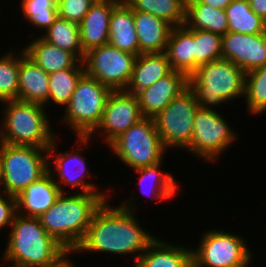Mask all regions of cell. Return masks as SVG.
I'll use <instances>...</instances> for the list:
<instances>
[{
	"label": "cell",
	"instance_id": "cell-1",
	"mask_svg": "<svg viewBox=\"0 0 266 267\" xmlns=\"http://www.w3.org/2000/svg\"><path fill=\"white\" fill-rule=\"evenodd\" d=\"M129 197L130 200L116 208L110 207L106 200L94 214L83 240L72 254L79 251L136 254V263L156 237L140 226L135 218L134 198Z\"/></svg>",
	"mask_w": 266,
	"mask_h": 267
},
{
	"label": "cell",
	"instance_id": "cell-2",
	"mask_svg": "<svg viewBox=\"0 0 266 267\" xmlns=\"http://www.w3.org/2000/svg\"><path fill=\"white\" fill-rule=\"evenodd\" d=\"M107 193H61L52 207L40 217L44 230L67 251L83 240L96 211L109 200Z\"/></svg>",
	"mask_w": 266,
	"mask_h": 267
},
{
	"label": "cell",
	"instance_id": "cell-3",
	"mask_svg": "<svg viewBox=\"0 0 266 267\" xmlns=\"http://www.w3.org/2000/svg\"><path fill=\"white\" fill-rule=\"evenodd\" d=\"M3 259L9 267H46L55 263L67 250L42 227L39 218L16 214Z\"/></svg>",
	"mask_w": 266,
	"mask_h": 267
},
{
	"label": "cell",
	"instance_id": "cell-4",
	"mask_svg": "<svg viewBox=\"0 0 266 267\" xmlns=\"http://www.w3.org/2000/svg\"><path fill=\"white\" fill-rule=\"evenodd\" d=\"M245 74L233 62L221 58L199 66L189 76V88L200 108L212 110L242 95L244 98Z\"/></svg>",
	"mask_w": 266,
	"mask_h": 267
},
{
	"label": "cell",
	"instance_id": "cell-5",
	"mask_svg": "<svg viewBox=\"0 0 266 267\" xmlns=\"http://www.w3.org/2000/svg\"><path fill=\"white\" fill-rule=\"evenodd\" d=\"M0 143L47 149L56 138L43 105L21 100L5 101Z\"/></svg>",
	"mask_w": 266,
	"mask_h": 267
},
{
	"label": "cell",
	"instance_id": "cell-6",
	"mask_svg": "<svg viewBox=\"0 0 266 267\" xmlns=\"http://www.w3.org/2000/svg\"><path fill=\"white\" fill-rule=\"evenodd\" d=\"M2 193L17 197L48 171V151L35 146L0 143Z\"/></svg>",
	"mask_w": 266,
	"mask_h": 267
},
{
	"label": "cell",
	"instance_id": "cell-7",
	"mask_svg": "<svg viewBox=\"0 0 266 267\" xmlns=\"http://www.w3.org/2000/svg\"><path fill=\"white\" fill-rule=\"evenodd\" d=\"M113 90L86 73L80 78L62 118L76 136H89L99 125Z\"/></svg>",
	"mask_w": 266,
	"mask_h": 267
},
{
	"label": "cell",
	"instance_id": "cell-8",
	"mask_svg": "<svg viewBox=\"0 0 266 267\" xmlns=\"http://www.w3.org/2000/svg\"><path fill=\"white\" fill-rule=\"evenodd\" d=\"M108 146L122 163L132 170L161 162L167 151L153 118L146 117L132 125Z\"/></svg>",
	"mask_w": 266,
	"mask_h": 267
},
{
	"label": "cell",
	"instance_id": "cell-9",
	"mask_svg": "<svg viewBox=\"0 0 266 267\" xmlns=\"http://www.w3.org/2000/svg\"><path fill=\"white\" fill-rule=\"evenodd\" d=\"M198 108L196 97L188 87L153 118L156 130L166 149L189 147L194 117Z\"/></svg>",
	"mask_w": 266,
	"mask_h": 267
},
{
	"label": "cell",
	"instance_id": "cell-10",
	"mask_svg": "<svg viewBox=\"0 0 266 267\" xmlns=\"http://www.w3.org/2000/svg\"><path fill=\"white\" fill-rule=\"evenodd\" d=\"M234 133L226 119L215 109L199 107L194 117L190 145L185 151L214 162L235 141L237 134Z\"/></svg>",
	"mask_w": 266,
	"mask_h": 267
},
{
	"label": "cell",
	"instance_id": "cell-11",
	"mask_svg": "<svg viewBox=\"0 0 266 267\" xmlns=\"http://www.w3.org/2000/svg\"><path fill=\"white\" fill-rule=\"evenodd\" d=\"M245 240L224 230H210L202 235L193 253V267H225L251 264L252 252Z\"/></svg>",
	"mask_w": 266,
	"mask_h": 267
},
{
	"label": "cell",
	"instance_id": "cell-12",
	"mask_svg": "<svg viewBox=\"0 0 266 267\" xmlns=\"http://www.w3.org/2000/svg\"><path fill=\"white\" fill-rule=\"evenodd\" d=\"M136 57L137 55L121 51L108 43L86 52L83 64L88 76L112 90H126Z\"/></svg>",
	"mask_w": 266,
	"mask_h": 267
},
{
	"label": "cell",
	"instance_id": "cell-13",
	"mask_svg": "<svg viewBox=\"0 0 266 267\" xmlns=\"http://www.w3.org/2000/svg\"><path fill=\"white\" fill-rule=\"evenodd\" d=\"M144 117L141 114L138 98L135 94L126 90H113L106 102L101 121L97 128L89 136H77L80 145L77 144L78 150L81 146H88L91 137L96 132L104 133L105 144L109 145L122 133L126 132L132 125L137 124Z\"/></svg>",
	"mask_w": 266,
	"mask_h": 267
},
{
	"label": "cell",
	"instance_id": "cell-14",
	"mask_svg": "<svg viewBox=\"0 0 266 267\" xmlns=\"http://www.w3.org/2000/svg\"><path fill=\"white\" fill-rule=\"evenodd\" d=\"M222 57L245 73L266 65V32L243 34L228 31L222 35Z\"/></svg>",
	"mask_w": 266,
	"mask_h": 267
},
{
	"label": "cell",
	"instance_id": "cell-15",
	"mask_svg": "<svg viewBox=\"0 0 266 267\" xmlns=\"http://www.w3.org/2000/svg\"><path fill=\"white\" fill-rule=\"evenodd\" d=\"M56 140L57 139H54L53 143L47 148V151H48V172L51 173V176L53 177L54 182L59 186L61 193H66L63 190V187H62V186H64L63 184H65L67 186L78 187L77 190L80 191V189H81V192H79V193H104V192L98 190V188L96 187V184L94 185L92 182L86 183L84 181V177L86 176L85 174H88V170L86 167L87 163L84 160L83 154L80 155L79 151L75 152V150H74V152H73V150L72 151L69 150V151H65V152L62 151L61 153L57 154L55 151V149L58 148V147H56L57 146L56 142H55ZM50 158L51 159L54 158L53 159V163H54L53 166L55 167V169L53 171H52L51 166H50L51 164H49V163H51ZM86 171H87V173H86ZM52 172L55 175L52 174ZM55 172H57V173H55ZM55 176L59 177V178H57V181H55L56 180Z\"/></svg>",
	"mask_w": 266,
	"mask_h": 267
},
{
	"label": "cell",
	"instance_id": "cell-16",
	"mask_svg": "<svg viewBox=\"0 0 266 267\" xmlns=\"http://www.w3.org/2000/svg\"><path fill=\"white\" fill-rule=\"evenodd\" d=\"M188 87L189 77L185 73L172 70L152 86L136 94L142 116L154 118Z\"/></svg>",
	"mask_w": 266,
	"mask_h": 267
},
{
	"label": "cell",
	"instance_id": "cell-17",
	"mask_svg": "<svg viewBox=\"0 0 266 267\" xmlns=\"http://www.w3.org/2000/svg\"><path fill=\"white\" fill-rule=\"evenodd\" d=\"M60 195L59 186L47 171L16 197L17 213L26 217L39 218L52 207Z\"/></svg>",
	"mask_w": 266,
	"mask_h": 267
},
{
	"label": "cell",
	"instance_id": "cell-18",
	"mask_svg": "<svg viewBox=\"0 0 266 267\" xmlns=\"http://www.w3.org/2000/svg\"><path fill=\"white\" fill-rule=\"evenodd\" d=\"M117 4L114 2L95 1L78 24L80 43L84 53L108 44L110 16Z\"/></svg>",
	"mask_w": 266,
	"mask_h": 267
},
{
	"label": "cell",
	"instance_id": "cell-19",
	"mask_svg": "<svg viewBox=\"0 0 266 267\" xmlns=\"http://www.w3.org/2000/svg\"><path fill=\"white\" fill-rule=\"evenodd\" d=\"M19 55L18 100L46 104L49 97V74L28 58L23 49Z\"/></svg>",
	"mask_w": 266,
	"mask_h": 267
},
{
	"label": "cell",
	"instance_id": "cell-20",
	"mask_svg": "<svg viewBox=\"0 0 266 267\" xmlns=\"http://www.w3.org/2000/svg\"><path fill=\"white\" fill-rule=\"evenodd\" d=\"M135 30L138 36L139 54L163 53L173 26L152 14L134 12Z\"/></svg>",
	"mask_w": 266,
	"mask_h": 267
},
{
	"label": "cell",
	"instance_id": "cell-21",
	"mask_svg": "<svg viewBox=\"0 0 266 267\" xmlns=\"http://www.w3.org/2000/svg\"><path fill=\"white\" fill-rule=\"evenodd\" d=\"M155 238L132 267H193L192 249Z\"/></svg>",
	"mask_w": 266,
	"mask_h": 267
},
{
	"label": "cell",
	"instance_id": "cell-22",
	"mask_svg": "<svg viewBox=\"0 0 266 267\" xmlns=\"http://www.w3.org/2000/svg\"><path fill=\"white\" fill-rule=\"evenodd\" d=\"M23 51L48 74L67 68H84L83 61H80L73 53L49 44L41 37L34 39Z\"/></svg>",
	"mask_w": 266,
	"mask_h": 267
},
{
	"label": "cell",
	"instance_id": "cell-23",
	"mask_svg": "<svg viewBox=\"0 0 266 267\" xmlns=\"http://www.w3.org/2000/svg\"><path fill=\"white\" fill-rule=\"evenodd\" d=\"M108 43L121 51L139 55L134 12L125 3H118L110 16Z\"/></svg>",
	"mask_w": 266,
	"mask_h": 267
},
{
	"label": "cell",
	"instance_id": "cell-24",
	"mask_svg": "<svg viewBox=\"0 0 266 267\" xmlns=\"http://www.w3.org/2000/svg\"><path fill=\"white\" fill-rule=\"evenodd\" d=\"M171 71L172 68L165 52L139 54L136 57L132 77L126 91L136 95Z\"/></svg>",
	"mask_w": 266,
	"mask_h": 267
},
{
	"label": "cell",
	"instance_id": "cell-25",
	"mask_svg": "<svg viewBox=\"0 0 266 267\" xmlns=\"http://www.w3.org/2000/svg\"><path fill=\"white\" fill-rule=\"evenodd\" d=\"M165 53L172 70L189 77L194 72V29L173 27Z\"/></svg>",
	"mask_w": 266,
	"mask_h": 267
},
{
	"label": "cell",
	"instance_id": "cell-26",
	"mask_svg": "<svg viewBox=\"0 0 266 267\" xmlns=\"http://www.w3.org/2000/svg\"><path fill=\"white\" fill-rule=\"evenodd\" d=\"M184 25L188 29L207 30L221 36L228 32L225 10L202 3H186Z\"/></svg>",
	"mask_w": 266,
	"mask_h": 267
},
{
	"label": "cell",
	"instance_id": "cell-27",
	"mask_svg": "<svg viewBox=\"0 0 266 267\" xmlns=\"http://www.w3.org/2000/svg\"><path fill=\"white\" fill-rule=\"evenodd\" d=\"M161 163L163 161L134 171L140 175L139 186L143 194L149 195L151 193L152 198L166 201L168 198L175 197L179 187L171 174L163 173L160 170Z\"/></svg>",
	"mask_w": 266,
	"mask_h": 267
},
{
	"label": "cell",
	"instance_id": "cell-28",
	"mask_svg": "<svg viewBox=\"0 0 266 267\" xmlns=\"http://www.w3.org/2000/svg\"><path fill=\"white\" fill-rule=\"evenodd\" d=\"M133 12L152 14L173 27L185 24L186 0H124Z\"/></svg>",
	"mask_w": 266,
	"mask_h": 267
},
{
	"label": "cell",
	"instance_id": "cell-29",
	"mask_svg": "<svg viewBox=\"0 0 266 267\" xmlns=\"http://www.w3.org/2000/svg\"><path fill=\"white\" fill-rule=\"evenodd\" d=\"M41 38L49 44L73 53L80 61H83L85 53L80 43L78 23L58 16L55 22L41 34Z\"/></svg>",
	"mask_w": 266,
	"mask_h": 267
},
{
	"label": "cell",
	"instance_id": "cell-30",
	"mask_svg": "<svg viewBox=\"0 0 266 267\" xmlns=\"http://www.w3.org/2000/svg\"><path fill=\"white\" fill-rule=\"evenodd\" d=\"M225 12L228 31L243 34L266 32V22L251 10L249 0H232Z\"/></svg>",
	"mask_w": 266,
	"mask_h": 267
},
{
	"label": "cell",
	"instance_id": "cell-31",
	"mask_svg": "<svg viewBox=\"0 0 266 267\" xmlns=\"http://www.w3.org/2000/svg\"><path fill=\"white\" fill-rule=\"evenodd\" d=\"M85 74V68H67L49 74V97L44 105L54 102L65 108L70 103L71 96L80 78Z\"/></svg>",
	"mask_w": 266,
	"mask_h": 267
},
{
	"label": "cell",
	"instance_id": "cell-32",
	"mask_svg": "<svg viewBox=\"0 0 266 267\" xmlns=\"http://www.w3.org/2000/svg\"><path fill=\"white\" fill-rule=\"evenodd\" d=\"M245 103L248 112L261 114L266 111V65L245 74Z\"/></svg>",
	"mask_w": 266,
	"mask_h": 267
},
{
	"label": "cell",
	"instance_id": "cell-33",
	"mask_svg": "<svg viewBox=\"0 0 266 267\" xmlns=\"http://www.w3.org/2000/svg\"><path fill=\"white\" fill-rule=\"evenodd\" d=\"M221 58L222 36L207 30L194 29V71L201 65Z\"/></svg>",
	"mask_w": 266,
	"mask_h": 267
},
{
	"label": "cell",
	"instance_id": "cell-34",
	"mask_svg": "<svg viewBox=\"0 0 266 267\" xmlns=\"http://www.w3.org/2000/svg\"><path fill=\"white\" fill-rule=\"evenodd\" d=\"M20 4L26 20L45 31L59 16L58 0H22Z\"/></svg>",
	"mask_w": 266,
	"mask_h": 267
},
{
	"label": "cell",
	"instance_id": "cell-35",
	"mask_svg": "<svg viewBox=\"0 0 266 267\" xmlns=\"http://www.w3.org/2000/svg\"><path fill=\"white\" fill-rule=\"evenodd\" d=\"M0 57V102L18 100L19 57L13 52Z\"/></svg>",
	"mask_w": 266,
	"mask_h": 267
},
{
	"label": "cell",
	"instance_id": "cell-36",
	"mask_svg": "<svg viewBox=\"0 0 266 267\" xmlns=\"http://www.w3.org/2000/svg\"><path fill=\"white\" fill-rule=\"evenodd\" d=\"M94 3L95 0H58V15L79 24Z\"/></svg>",
	"mask_w": 266,
	"mask_h": 267
},
{
	"label": "cell",
	"instance_id": "cell-37",
	"mask_svg": "<svg viewBox=\"0 0 266 267\" xmlns=\"http://www.w3.org/2000/svg\"><path fill=\"white\" fill-rule=\"evenodd\" d=\"M17 214V199L13 195L0 194V228L11 226Z\"/></svg>",
	"mask_w": 266,
	"mask_h": 267
},
{
	"label": "cell",
	"instance_id": "cell-38",
	"mask_svg": "<svg viewBox=\"0 0 266 267\" xmlns=\"http://www.w3.org/2000/svg\"><path fill=\"white\" fill-rule=\"evenodd\" d=\"M232 2V0H186V3H202L209 5L215 9H222L225 8Z\"/></svg>",
	"mask_w": 266,
	"mask_h": 267
},
{
	"label": "cell",
	"instance_id": "cell-39",
	"mask_svg": "<svg viewBox=\"0 0 266 267\" xmlns=\"http://www.w3.org/2000/svg\"><path fill=\"white\" fill-rule=\"evenodd\" d=\"M251 10L266 22V0H249Z\"/></svg>",
	"mask_w": 266,
	"mask_h": 267
},
{
	"label": "cell",
	"instance_id": "cell-40",
	"mask_svg": "<svg viewBox=\"0 0 266 267\" xmlns=\"http://www.w3.org/2000/svg\"><path fill=\"white\" fill-rule=\"evenodd\" d=\"M72 253V251H67L62 257H60L55 263L46 266V267H75L73 263L71 262L72 260H68L69 257L67 255Z\"/></svg>",
	"mask_w": 266,
	"mask_h": 267
},
{
	"label": "cell",
	"instance_id": "cell-41",
	"mask_svg": "<svg viewBox=\"0 0 266 267\" xmlns=\"http://www.w3.org/2000/svg\"><path fill=\"white\" fill-rule=\"evenodd\" d=\"M2 177H3V170H2V160H1V156H0V189H1V185H2Z\"/></svg>",
	"mask_w": 266,
	"mask_h": 267
},
{
	"label": "cell",
	"instance_id": "cell-42",
	"mask_svg": "<svg viewBox=\"0 0 266 267\" xmlns=\"http://www.w3.org/2000/svg\"><path fill=\"white\" fill-rule=\"evenodd\" d=\"M98 2H114V3H121L124 2V0H95Z\"/></svg>",
	"mask_w": 266,
	"mask_h": 267
},
{
	"label": "cell",
	"instance_id": "cell-43",
	"mask_svg": "<svg viewBox=\"0 0 266 267\" xmlns=\"http://www.w3.org/2000/svg\"><path fill=\"white\" fill-rule=\"evenodd\" d=\"M249 264H239V265H231V266H225V267H249Z\"/></svg>",
	"mask_w": 266,
	"mask_h": 267
}]
</instances>
